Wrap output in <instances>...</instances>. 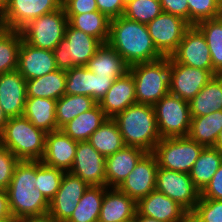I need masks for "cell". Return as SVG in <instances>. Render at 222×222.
<instances>
[{
  "label": "cell",
  "instance_id": "cell-50",
  "mask_svg": "<svg viewBox=\"0 0 222 222\" xmlns=\"http://www.w3.org/2000/svg\"><path fill=\"white\" fill-rule=\"evenodd\" d=\"M16 222H58L50 214L17 219Z\"/></svg>",
  "mask_w": 222,
  "mask_h": 222
},
{
  "label": "cell",
  "instance_id": "cell-9",
  "mask_svg": "<svg viewBox=\"0 0 222 222\" xmlns=\"http://www.w3.org/2000/svg\"><path fill=\"white\" fill-rule=\"evenodd\" d=\"M153 107L161 139L188 136L191 123L188 101L168 93Z\"/></svg>",
  "mask_w": 222,
  "mask_h": 222
},
{
  "label": "cell",
  "instance_id": "cell-35",
  "mask_svg": "<svg viewBox=\"0 0 222 222\" xmlns=\"http://www.w3.org/2000/svg\"><path fill=\"white\" fill-rule=\"evenodd\" d=\"M96 104L97 102L89 96L64 94L56 102L57 130Z\"/></svg>",
  "mask_w": 222,
  "mask_h": 222
},
{
  "label": "cell",
  "instance_id": "cell-53",
  "mask_svg": "<svg viewBox=\"0 0 222 222\" xmlns=\"http://www.w3.org/2000/svg\"><path fill=\"white\" fill-rule=\"evenodd\" d=\"M214 147L222 152V129L219 131V134L217 136V141Z\"/></svg>",
  "mask_w": 222,
  "mask_h": 222
},
{
  "label": "cell",
  "instance_id": "cell-38",
  "mask_svg": "<svg viewBox=\"0 0 222 222\" xmlns=\"http://www.w3.org/2000/svg\"><path fill=\"white\" fill-rule=\"evenodd\" d=\"M93 89L94 73L86 66H76L66 71L65 94L93 98Z\"/></svg>",
  "mask_w": 222,
  "mask_h": 222
},
{
  "label": "cell",
  "instance_id": "cell-26",
  "mask_svg": "<svg viewBox=\"0 0 222 222\" xmlns=\"http://www.w3.org/2000/svg\"><path fill=\"white\" fill-rule=\"evenodd\" d=\"M56 102L50 98L27 97L23 116L46 133L57 130Z\"/></svg>",
  "mask_w": 222,
  "mask_h": 222
},
{
  "label": "cell",
  "instance_id": "cell-41",
  "mask_svg": "<svg viewBox=\"0 0 222 222\" xmlns=\"http://www.w3.org/2000/svg\"><path fill=\"white\" fill-rule=\"evenodd\" d=\"M187 3L191 25L222 16V0H187Z\"/></svg>",
  "mask_w": 222,
  "mask_h": 222
},
{
  "label": "cell",
  "instance_id": "cell-46",
  "mask_svg": "<svg viewBox=\"0 0 222 222\" xmlns=\"http://www.w3.org/2000/svg\"><path fill=\"white\" fill-rule=\"evenodd\" d=\"M98 11L106 15L110 20L122 16L125 6L121 0H96Z\"/></svg>",
  "mask_w": 222,
  "mask_h": 222
},
{
  "label": "cell",
  "instance_id": "cell-39",
  "mask_svg": "<svg viewBox=\"0 0 222 222\" xmlns=\"http://www.w3.org/2000/svg\"><path fill=\"white\" fill-rule=\"evenodd\" d=\"M64 175V171L48 166L42 161H36V183L41 193L50 201L55 195Z\"/></svg>",
  "mask_w": 222,
  "mask_h": 222
},
{
  "label": "cell",
  "instance_id": "cell-8",
  "mask_svg": "<svg viewBox=\"0 0 222 222\" xmlns=\"http://www.w3.org/2000/svg\"><path fill=\"white\" fill-rule=\"evenodd\" d=\"M68 18L64 7L35 18L20 33L28 44L53 51L64 38Z\"/></svg>",
  "mask_w": 222,
  "mask_h": 222
},
{
  "label": "cell",
  "instance_id": "cell-27",
  "mask_svg": "<svg viewBox=\"0 0 222 222\" xmlns=\"http://www.w3.org/2000/svg\"><path fill=\"white\" fill-rule=\"evenodd\" d=\"M191 117L204 116L222 110V75L214 76L189 101Z\"/></svg>",
  "mask_w": 222,
  "mask_h": 222
},
{
  "label": "cell",
  "instance_id": "cell-19",
  "mask_svg": "<svg viewBox=\"0 0 222 222\" xmlns=\"http://www.w3.org/2000/svg\"><path fill=\"white\" fill-rule=\"evenodd\" d=\"M26 98V80L17 69L0 74V106L8 118L23 116Z\"/></svg>",
  "mask_w": 222,
  "mask_h": 222
},
{
  "label": "cell",
  "instance_id": "cell-44",
  "mask_svg": "<svg viewBox=\"0 0 222 222\" xmlns=\"http://www.w3.org/2000/svg\"><path fill=\"white\" fill-rule=\"evenodd\" d=\"M200 197L205 199L222 200V164L213 175L210 182L200 192Z\"/></svg>",
  "mask_w": 222,
  "mask_h": 222
},
{
  "label": "cell",
  "instance_id": "cell-32",
  "mask_svg": "<svg viewBox=\"0 0 222 222\" xmlns=\"http://www.w3.org/2000/svg\"><path fill=\"white\" fill-rule=\"evenodd\" d=\"M68 24L86 34L97 38L102 44L107 43L110 30V19L99 11L83 14H66Z\"/></svg>",
  "mask_w": 222,
  "mask_h": 222
},
{
  "label": "cell",
  "instance_id": "cell-12",
  "mask_svg": "<svg viewBox=\"0 0 222 222\" xmlns=\"http://www.w3.org/2000/svg\"><path fill=\"white\" fill-rule=\"evenodd\" d=\"M63 0H8L0 13L1 26L20 31L29 22L62 7Z\"/></svg>",
  "mask_w": 222,
  "mask_h": 222
},
{
  "label": "cell",
  "instance_id": "cell-4",
  "mask_svg": "<svg viewBox=\"0 0 222 222\" xmlns=\"http://www.w3.org/2000/svg\"><path fill=\"white\" fill-rule=\"evenodd\" d=\"M46 132L26 117H11L0 134V144L19 160L41 161L45 153Z\"/></svg>",
  "mask_w": 222,
  "mask_h": 222
},
{
  "label": "cell",
  "instance_id": "cell-23",
  "mask_svg": "<svg viewBox=\"0 0 222 222\" xmlns=\"http://www.w3.org/2000/svg\"><path fill=\"white\" fill-rule=\"evenodd\" d=\"M146 153L145 150L139 147L124 146L106 157V186L108 188H118Z\"/></svg>",
  "mask_w": 222,
  "mask_h": 222
},
{
  "label": "cell",
  "instance_id": "cell-22",
  "mask_svg": "<svg viewBox=\"0 0 222 222\" xmlns=\"http://www.w3.org/2000/svg\"><path fill=\"white\" fill-rule=\"evenodd\" d=\"M136 103L135 82L129 71L124 76L115 79L98 102L105 116L111 119Z\"/></svg>",
  "mask_w": 222,
  "mask_h": 222
},
{
  "label": "cell",
  "instance_id": "cell-56",
  "mask_svg": "<svg viewBox=\"0 0 222 222\" xmlns=\"http://www.w3.org/2000/svg\"><path fill=\"white\" fill-rule=\"evenodd\" d=\"M16 218H0V222H16Z\"/></svg>",
  "mask_w": 222,
  "mask_h": 222
},
{
  "label": "cell",
  "instance_id": "cell-10",
  "mask_svg": "<svg viewBox=\"0 0 222 222\" xmlns=\"http://www.w3.org/2000/svg\"><path fill=\"white\" fill-rule=\"evenodd\" d=\"M155 190L170 197L188 213L199 201L200 191L194 186L189 174L158 167Z\"/></svg>",
  "mask_w": 222,
  "mask_h": 222
},
{
  "label": "cell",
  "instance_id": "cell-14",
  "mask_svg": "<svg viewBox=\"0 0 222 222\" xmlns=\"http://www.w3.org/2000/svg\"><path fill=\"white\" fill-rule=\"evenodd\" d=\"M88 187L89 185L80 177L64 172L60 188L49 201L48 214L58 222H66Z\"/></svg>",
  "mask_w": 222,
  "mask_h": 222
},
{
  "label": "cell",
  "instance_id": "cell-33",
  "mask_svg": "<svg viewBox=\"0 0 222 222\" xmlns=\"http://www.w3.org/2000/svg\"><path fill=\"white\" fill-rule=\"evenodd\" d=\"M107 186H89L66 222H98Z\"/></svg>",
  "mask_w": 222,
  "mask_h": 222
},
{
  "label": "cell",
  "instance_id": "cell-20",
  "mask_svg": "<svg viewBox=\"0 0 222 222\" xmlns=\"http://www.w3.org/2000/svg\"><path fill=\"white\" fill-rule=\"evenodd\" d=\"M78 141L58 129L46 134L45 153L42 162L64 172H69L75 158Z\"/></svg>",
  "mask_w": 222,
  "mask_h": 222
},
{
  "label": "cell",
  "instance_id": "cell-51",
  "mask_svg": "<svg viewBox=\"0 0 222 222\" xmlns=\"http://www.w3.org/2000/svg\"><path fill=\"white\" fill-rule=\"evenodd\" d=\"M8 116L4 113L2 107L0 106V134L3 132L5 124L8 122Z\"/></svg>",
  "mask_w": 222,
  "mask_h": 222
},
{
  "label": "cell",
  "instance_id": "cell-30",
  "mask_svg": "<svg viewBox=\"0 0 222 222\" xmlns=\"http://www.w3.org/2000/svg\"><path fill=\"white\" fill-rule=\"evenodd\" d=\"M222 129V110L191 117L188 137L204 147H214L219 131Z\"/></svg>",
  "mask_w": 222,
  "mask_h": 222
},
{
  "label": "cell",
  "instance_id": "cell-28",
  "mask_svg": "<svg viewBox=\"0 0 222 222\" xmlns=\"http://www.w3.org/2000/svg\"><path fill=\"white\" fill-rule=\"evenodd\" d=\"M107 119L104 111L97 103L93 108L73 118L60 130L75 141H88L90 136Z\"/></svg>",
  "mask_w": 222,
  "mask_h": 222
},
{
  "label": "cell",
  "instance_id": "cell-7",
  "mask_svg": "<svg viewBox=\"0 0 222 222\" xmlns=\"http://www.w3.org/2000/svg\"><path fill=\"white\" fill-rule=\"evenodd\" d=\"M204 146L187 137L163 138L152 152L158 167L189 174Z\"/></svg>",
  "mask_w": 222,
  "mask_h": 222
},
{
  "label": "cell",
  "instance_id": "cell-16",
  "mask_svg": "<svg viewBox=\"0 0 222 222\" xmlns=\"http://www.w3.org/2000/svg\"><path fill=\"white\" fill-rule=\"evenodd\" d=\"M106 158L88 141H78L70 173L80 177L89 186H106Z\"/></svg>",
  "mask_w": 222,
  "mask_h": 222
},
{
  "label": "cell",
  "instance_id": "cell-34",
  "mask_svg": "<svg viewBox=\"0 0 222 222\" xmlns=\"http://www.w3.org/2000/svg\"><path fill=\"white\" fill-rule=\"evenodd\" d=\"M88 142L105 158L122 149L125 144L116 122L107 118L90 136Z\"/></svg>",
  "mask_w": 222,
  "mask_h": 222
},
{
  "label": "cell",
  "instance_id": "cell-5",
  "mask_svg": "<svg viewBox=\"0 0 222 222\" xmlns=\"http://www.w3.org/2000/svg\"><path fill=\"white\" fill-rule=\"evenodd\" d=\"M135 82L136 102L154 106L169 93L170 56L129 66Z\"/></svg>",
  "mask_w": 222,
  "mask_h": 222
},
{
  "label": "cell",
  "instance_id": "cell-24",
  "mask_svg": "<svg viewBox=\"0 0 222 222\" xmlns=\"http://www.w3.org/2000/svg\"><path fill=\"white\" fill-rule=\"evenodd\" d=\"M137 203L118 188H107L98 222H127L135 218Z\"/></svg>",
  "mask_w": 222,
  "mask_h": 222
},
{
  "label": "cell",
  "instance_id": "cell-47",
  "mask_svg": "<svg viewBox=\"0 0 222 222\" xmlns=\"http://www.w3.org/2000/svg\"><path fill=\"white\" fill-rule=\"evenodd\" d=\"M163 12L182 17L189 22V6L187 0H160Z\"/></svg>",
  "mask_w": 222,
  "mask_h": 222
},
{
  "label": "cell",
  "instance_id": "cell-25",
  "mask_svg": "<svg viewBox=\"0 0 222 222\" xmlns=\"http://www.w3.org/2000/svg\"><path fill=\"white\" fill-rule=\"evenodd\" d=\"M86 67L94 74L103 77H122L129 71V65L108 43H103Z\"/></svg>",
  "mask_w": 222,
  "mask_h": 222
},
{
  "label": "cell",
  "instance_id": "cell-37",
  "mask_svg": "<svg viewBox=\"0 0 222 222\" xmlns=\"http://www.w3.org/2000/svg\"><path fill=\"white\" fill-rule=\"evenodd\" d=\"M195 26L205 36L213 69L222 75V16L200 21Z\"/></svg>",
  "mask_w": 222,
  "mask_h": 222
},
{
  "label": "cell",
  "instance_id": "cell-1",
  "mask_svg": "<svg viewBox=\"0 0 222 222\" xmlns=\"http://www.w3.org/2000/svg\"><path fill=\"white\" fill-rule=\"evenodd\" d=\"M107 43L122 56L129 66L156 61L164 57L156 49L147 25L123 15L110 20Z\"/></svg>",
  "mask_w": 222,
  "mask_h": 222
},
{
  "label": "cell",
  "instance_id": "cell-13",
  "mask_svg": "<svg viewBox=\"0 0 222 222\" xmlns=\"http://www.w3.org/2000/svg\"><path fill=\"white\" fill-rule=\"evenodd\" d=\"M216 75V71L177 63L170 56L169 93L189 102Z\"/></svg>",
  "mask_w": 222,
  "mask_h": 222
},
{
  "label": "cell",
  "instance_id": "cell-11",
  "mask_svg": "<svg viewBox=\"0 0 222 222\" xmlns=\"http://www.w3.org/2000/svg\"><path fill=\"white\" fill-rule=\"evenodd\" d=\"M192 25L177 15L162 12L147 24L156 49L164 56H171L178 48L185 32Z\"/></svg>",
  "mask_w": 222,
  "mask_h": 222
},
{
  "label": "cell",
  "instance_id": "cell-6",
  "mask_svg": "<svg viewBox=\"0 0 222 222\" xmlns=\"http://www.w3.org/2000/svg\"><path fill=\"white\" fill-rule=\"evenodd\" d=\"M102 43L85 32L67 24L64 38L53 50L57 69L69 70L86 66Z\"/></svg>",
  "mask_w": 222,
  "mask_h": 222
},
{
  "label": "cell",
  "instance_id": "cell-21",
  "mask_svg": "<svg viewBox=\"0 0 222 222\" xmlns=\"http://www.w3.org/2000/svg\"><path fill=\"white\" fill-rule=\"evenodd\" d=\"M17 70L25 80L35 79L57 70L53 51L34 47L22 40Z\"/></svg>",
  "mask_w": 222,
  "mask_h": 222
},
{
  "label": "cell",
  "instance_id": "cell-49",
  "mask_svg": "<svg viewBox=\"0 0 222 222\" xmlns=\"http://www.w3.org/2000/svg\"><path fill=\"white\" fill-rule=\"evenodd\" d=\"M0 218H13L9 210L7 191L3 189H0Z\"/></svg>",
  "mask_w": 222,
  "mask_h": 222
},
{
  "label": "cell",
  "instance_id": "cell-31",
  "mask_svg": "<svg viewBox=\"0 0 222 222\" xmlns=\"http://www.w3.org/2000/svg\"><path fill=\"white\" fill-rule=\"evenodd\" d=\"M222 164V152L215 147H204L189 172L194 186L201 192Z\"/></svg>",
  "mask_w": 222,
  "mask_h": 222
},
{
  "label": "cell",
  "instance_id": "cell-48",
  "mask_svg": "<svg viewBox=\"0 0 222 222\" xmlns=\"http://www.w3.org/2000/svg\"><path fill=\"white\" fill-rule=\"evenodd\" d=\"M117 78L119 77H103L94 74L93 99L97 103L106 94L108 89L112 86L113 81Z\"/></svg>",
  "mask_w": 222,
  "mask_h": 222
},
{
  "label": "cell",
  "instance_id": "cell-3",
  "mask_svg": "<svg viewBox=\"0 0 222 222\" xmlns=\"http://www.w3.org/2000/svg\"><path fill=\"white\" fill-rule=\"evenodd\" d=\"M113 120L120 130L125 146H135L146 152H153L161 140L152 105L133 104L116 115Z\"/></svg>",
  "mask_w": 222,
  "mask_h": 222
},
{
  "label": "cell",
  "instance_id": "cell-43",
  "mask_svg": "<svg viewBox=\"0 0 222 222\" xmlns=\"http://www.w3.org/2000/svg\"><path fill=\"white\" fill-rule=\"evenodd\" d=\"M19 161L11 151L0 144V189L8 188Z\"/></svg>",
  "mask_w": 222,
  "mask_h": 222
},
{
  "label": "cell",
  "instance_id": "cell-54",
  "mask_svg": "<svg viewBox=\"0 0 222 222\" xmlns=\"http://www.w3.org/2000/svg\"><path fill=\"white\" fill-rule=\"evenodd\" d=\"M186 222H201L192 212L187 214Z\"/></svg>",
  "mask_w": 222,
  "mask_h": 222
},
{
  "label": "cell",
  "instance_id": "cell-40",
  "mask_svg": "<svg viewBox=\"0 0 222 222\" xmlns=\"http://www.w3.org/2000/svg\"><path fill=\"white\" fill-rule=\"evenodd\" d=\"M162 12L160 0H133L125 6L123 16L147 25Z\"/></svg>",
  "mask_w": 222,
  "mask_h": 222
},
{
  "label": "cell",
  "instance_id": "cell-45",
  "mask_svg": "<svg viewBox=\"0 0 222 222\" xmlns=\"http://www.w3.org/2000/svg\"><path fill=\"white\" fill-rule=\"evenodd\" d=\"M66 14H83L98 11L96 0H63Z\"/></svg>",
  "mask_w": 222,
  "mask_h": 222
},
{
  "label": "cell",
  "instance_id": "cell-18",
  "mask_svg": "<svg viewBox=\"0 0 222 222\" xmlns=\"http://www.w3.org/2000/svg\"><path fill=\"white\" fill-rule=\"evenodd\" d=\"M136 203L139 215L162 222H186L188 212L170 197L156 190Z\"/></svg>",
  "mask_w": 222,
  "mask_h": 222
},
{
  "label": "cell",
  "instance_id": "cell-2",
  "mask_svg": "<svg viewBox=\"0 0 222 222\" xmlns=\"http://www.w3.org/2000/svg\"><path fill=\"white\" fill-rule=\"evenodd\" d=\"M36 161L20 160L6 189L11 216L16 219L48 214L49 201L35 188Z\"/></svg>",
  "mask_w": 222,
  "mask_h": 222
},
{
  "label": "cell",
  "instance_id": "cell-42",
  "mask_svg": "<svg viewBox=\"0 0 222 222\" xmlns=\"http://www.w3.org/2000/svg\"><path fill=\"white\" fill-rule=\"evenodd\" d=\"M192 213L201 222H222V200L200 197Z\"/></svg>",
  "mask_w": 222,
  "mask_h": 222
},
{
  "label": "cell",
  "instance_id": "cell-17",
  "mask_svg": "<svg viewBox=\"0 0 222 222\" xmlns=\"http://www.w3.org/2000/svg\"><path fill=\"white\" fill-rule=\"evenodd\" d=\"M158 162L152 152H147L118 189L136 202L155 190Z\"/></svg>",
  "mask_w": 222,
  "mask_h": 222
},
{
  "label": "cell",
  "instance_id": "cell-15",
  "mask_svg": "<svg viewBox=\"0 0 222 222\" xmlns=\"http://www.w3.org/2000/svg\"><path fill=\"white\" fill-rule=\"evenodd\" d=\"M171 57L180 64L208 71H215L210 49L202 32L192 25L184 34L177 50Z\"/></svg>",
  "mask_w": 222,
  "mask_h": 222
},
{
  "label": "cell",
  "instance_id": "cell-55",
  "mask_svg": "<svg viewBox=\"0 0 222 222\" xmlns=\"http://www.w3.org/2000/svg\"><path fill=\"white\" fill-rule=\"evenodd\" d=\"M8 0H0V13L6 7Z\"/></svg>",
  "mask_w": 222,
  "mask_h": 222
},
{
  "label": "cell",
  "instance_id": "cell-29",
  "mask_svg": "<svg viewBox=\"0 0 222 222\" xmlns=\"http://www.w3.org/2000/svg\"><path fill=\"white\" fill-rule=\"evenodd\" d=\"M66 71L57 69L41 77L26 80L27 97L60 99L65 94Z\"/></svg>",
  "mask_w": 222,
  "mask_h": 222
},
{
  "label": "cell",
  "instance_id": "cell-36",
  "mask_svg": "<svg viewBox=\"0 0 222 222\" xmlns=\"http://www.w3.org/2000/svg\"><path fill=\"white\" fill-rule=\"evenodd\" d=\"M22 40L20 31L0 28V74L18 68L19 50Z\"/></svg>",
  "mask_w": 222,
  "mask_h": 222
},
{
  "label": "cell",
  "instance_id": "cell-52",
  "mask_svg": "<svg viewBox=\"0 0 222 222\" xmlns=\"http://www.w3.org/2000/svg\"><path fill=\"white\" fill-rule=\"evenodd\" d=\"M134 221L135 222H162V221L156 220L154 218L139 215L137 212H136Z\"/></svg>",
  "mask_w": 222,
  "mask_h": 222
},
{
  "label": "cell",
  "instance_id": "cell-57",
  "mask_svg": "<svg viewBox=\"0 0 222 222\" xmlns=\"http://www.w3.org/2000/svg\"><path fill=\"white\" fill-rule=\"evenodd\" d=\"M123 5L126 6L128 5L130 2H132L133 0H121Z\"/></svg>",
  "mask_w": 222,
  "mask_h": 222
}]
</instances>
